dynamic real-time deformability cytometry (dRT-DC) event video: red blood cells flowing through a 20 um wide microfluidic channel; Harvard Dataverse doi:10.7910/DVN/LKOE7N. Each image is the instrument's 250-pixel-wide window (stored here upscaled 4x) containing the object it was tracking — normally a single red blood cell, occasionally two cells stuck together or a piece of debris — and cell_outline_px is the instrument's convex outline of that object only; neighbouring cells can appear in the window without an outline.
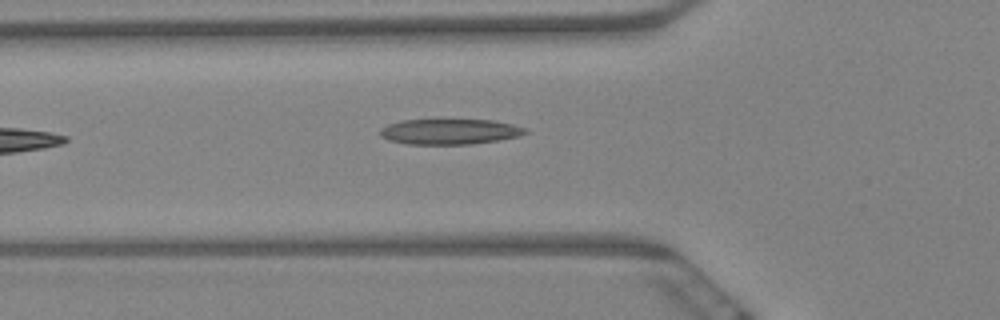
{"species": "Egyptian fruit bat (a non-hibernating species)", "species_latin": "Rousettus aegyptiacus", "temperature_condition": "warm", "stored_images_in_passage": 9, "camera_frame_rate_fps": 3000, "um_per_image_px": 0.085, "animal": {"sex": "female"}, "frame": {"image": 1, "passage_image": 9, "time_ms": 2.667, "image_size_px": [1000, 320], "cell_outline_px": [[528, 132], [520, 136], [472, 144], [408, 144], [388, 140], [380, 136], [380, 128], [388, 124], [400, 120], [440, 116], [492, 120], [512, 124], [528, 128]], "centroid_in_image_um": [38.19, 11.12], "position_along_channel_um": 87.6, "area_um2": 22.89}}